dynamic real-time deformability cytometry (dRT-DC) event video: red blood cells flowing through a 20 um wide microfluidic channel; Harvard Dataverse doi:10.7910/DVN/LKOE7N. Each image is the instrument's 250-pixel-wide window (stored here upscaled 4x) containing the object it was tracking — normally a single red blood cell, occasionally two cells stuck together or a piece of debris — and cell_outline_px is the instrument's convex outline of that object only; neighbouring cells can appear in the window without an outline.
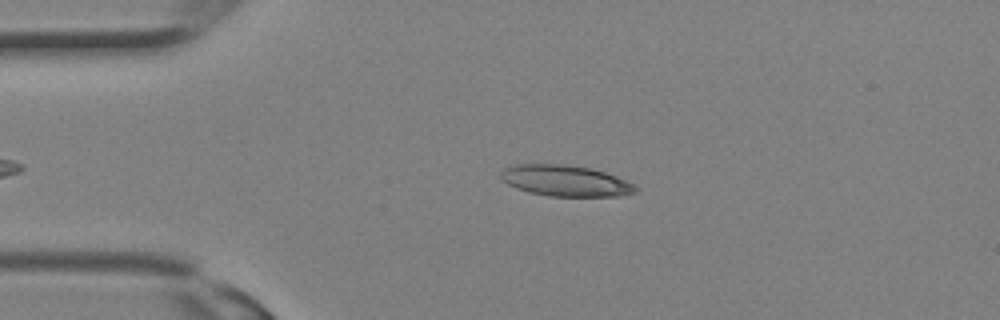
{"species": "Egyptian fruit bat (a non-hibernating species)", "species_latin": "Rousettus aegyptiacus", "temperature_condition": "room temperature", "stored_images_in_passage": 26, "camera_frame_rate_fps": 3000, "um_per_image_px": 0.085, "animal": {"sex": "female"}, "frame": {"image": 1, "passage_image": 6, "time_ms": 1.667, "image_size_px": [1000, 320], "cell_outline_px": [[636, 188], [632, 192], [620, 196], [548, 196], [528, 192], [516, 188], [508, 184], [500, 176], [500, 172], [504, 168], [516, 164], [564, 164], [588, 168], [604, 172], [616, 176], [632, 184]], "centroid_in_image_um": [47.99, 15.36], "position_along_channel_um": 37.0, "area_um2": 24.04}}
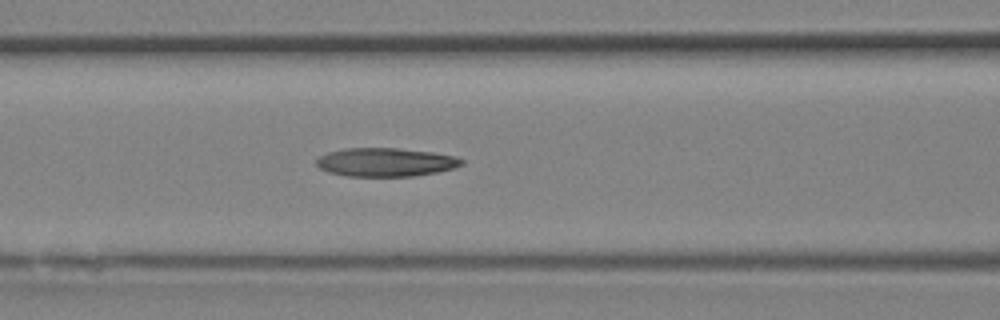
{"frame": {"image": 2, "passage_image": 12, "time_ms": 3.667, "image_size_px": [1000, 320], "cell_outline_px": [[464, 164], [456, 168], [436, 172], [412, 176], [348, 176], [328, 172], [320, 168], [316, 164], [316, 160], [320, 156], [328, 152], [344, 148], [396, 148], [432, 152], [456, 156], [464, 160]], "centroid_in_image_um": [32.8, 13.78], "position_along_channel_um": 133.8, "area_um2": 24.22}}
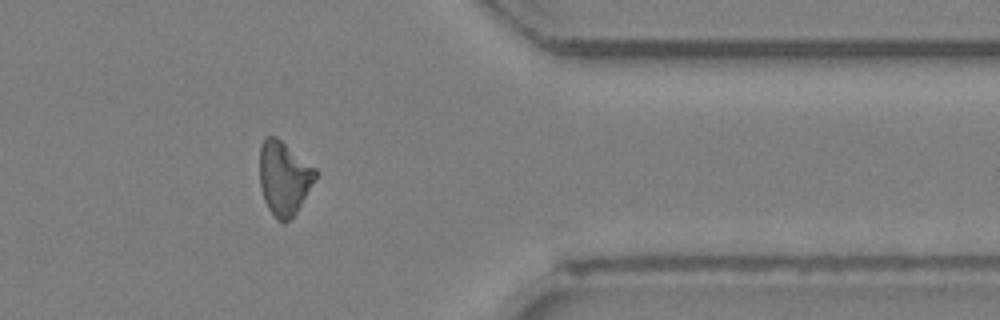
{"frame": {"image": 3, "passage_image": 24, "time_ms": 7.667, "image_size_px": [1000, 320], "cell_outline_px": [[316, 180], [296, 212], [284, 224], [276, 220], [268, 208], [264, 200], [260, 188], [260, 144], [268, 136], [276, 136], [316, 168]], "centroid_in_image_um": [24.13, 15.14], "position_along_channel_um": 387.3, "area_um2": 24.04}}